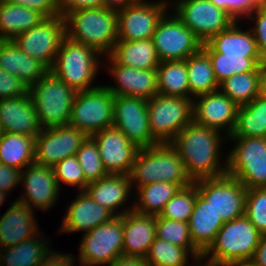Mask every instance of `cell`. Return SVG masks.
Returning a JSON list of instances; mask_svg holds the SVG:
<instances>
[{"label": "cell", "mask_w": 266, "mask_h": 266, "mask_svg": "<svg viewBox=\"0 0 266 266\" xmlns=\"http://www.w3.org/2000/svg\"><path fill=\"white\" fill-rule=\"evenodd\" d=\"M43 19L38 11L0 0V40H13Z\"/></svg>", "instance_id": "31"}, {"label": "cell", "mask_w": 266, "mask_h": 266, "mask_svg": "<svg viewBox=\"0 0 266 266\" xmlns=\"http://www.w3.org/2000/svg\"><path fill=\"white\" fill-rule=\"evenodd\" d=\"M180 188L178 184L160 181L140 186L133 195L136 200H132L133 210L145 215L159 216L166 203Z\"/></svg>", "instance_id": "34"}, {"label": "cell", "mask_w": 266, "mask_h": 266, "mask_svg": "<svg viewBox=\"0 0 266 266\" xmlns=\"http://www.w3.org/2000/svg\"><path fill=\"white\" fill-rule=\"evenodd\" d=\"M239 106L220 90L196 96L192 100L193 121L222 132H233Z\"/></svg>", "instance_id": "18"}, {"label": "cell", "mask_w": 266, "mask_h": 266, "mask_svg": "<svg viewBox=\"0 0 266 266\" xmlns=\"http://www.w3.org/2000/svg\"><path fill=\"white\" fill-rule=\"evenodd\" d=\"M72 256V254H60V252H55L54 250L37 266H68L73 261Z\"/></svg>", "instance_id": "52"}, {"label": "cell", "mask_w": 266, "mask_h": 266, "mask_svg": "<svg viewBox=\"0 0 266 266\" xmlns=\"http://www.w3.org/2000/svg\"><path fill=\"white\" fill-rule=\"evenodd\" d=\"M21 183L25 194L16 201L28 206L31 210L36 208L46 211L58 200L60 188L51 167L37 163L28 165L22 170Z\"/></svg>", "instance_id": "19"}, {"label": "cell", "mask_w": 266, "mask_h": 266, "mask_svg": "<svg viewBox=\"0 0 266 266\" xmlns=\"http://www.w3.org/2000/svg\"><path fill=\"white\" fill-rule=\"evenodd\" d=\"M75 260H77V259L73 258V261L68 266H74Z\"/></svg>", "instance_id": "61"}, {"label": "cell", "mask_w": 266, "mask_h": 266, "mask_svg": "<svg viewBox=\"0 0 266 266\" xmlns=\"http://www.w3.org/2000/svg\"><path fill=\"white\" fill-rule=\"evenodd\" d=\"M129 176L132 187L135 183L137 188L159 181L178 184L181 188L193 183L171 144L139 149Z\"/></svg>", "instance_id": "3"}, {"label": "cell", "mask_w": 266, "mask_h": 266, "mask_svg": "<svg viewBox=\"0 0 266 266\" xmlns=\"http://www.w3.org/2000/svg\"><path fill=\"white\" fill-rule=\"evenodd\" d=\"M247 17L250 20H255V25L250 29L257 42L261 59L266 64V1L255 6Z\"/></svg>", "instance_id": "46"}, {"label": "cell", "mask_w": 266, "mask_h": 266, "mask_svg": "<svg viewBox=\"0 0 266 266\" xmlns=\"http://www.w3.org/2000/svg\"><path fill=\"white\" fill-rule=\"evenodd\" d=\"M83 170L85 180L88 183L97 181L108 175L97 148V143L88 136L81 144L75 155Z\"/></svg>", "instance_id": "42"}, {"label": "cell", "mask_w": 266, "mask_h": 266, "mask_svg": "<svg viewBox=\"0 0 266 266\" xmlns=\"http://www.w3.org/2000/svg\"><path fill=\"white\" fill-rule=\"evenodd\" d=\"M107 266H148L145 258L138 256L121 255L116 257Z\"/></svg>", "instance_id": "53"}, {"label": "cell", "mask_w": 266, "mask_h": 266, "mask_svg": "<svg viewBox=\"0 0 266 266\" xmlns=\"http://www.w3.org/2000/svg\"><path fill=\"white\" fill-rule=\"evenodd\" d=\"M3 134H4V131H3L2 126L0 124V139L2 138Z\"/></svg>", "instance_id": "60"}, {"label": "cell", "mask_w": 266, "mask_h": 266, "mask_svg": "<svg viewBox=\"0 0 266 266\" xmlns=\"http://www.w3.org/2000/svg\"><path fill=\"white\" fill-rule=\"evenodd\" d=\"M22 170L9 167L0 162V191L8 193L21 183Z\"/></svg>", "instance_id": "50"}, {"label": "cell", "mask_w": 266, "mask_h": 266, "mask_svg": "<svg viewBox=\"0 0 266 266\" xmlns=\"http://www.w3.org/2000/svg\"><path fill=\"white\" fill-rule=\"evenodd\" d=\"M91 137L97 143L107 173L129 175L140 148L130 142L115 126L101 130Z\"/></svg>", "instance_id": "20"}, {"label": "cell", "mask_w": 266, "mask_h": 266, "mask_svg": "<svg viewBox=\"0 0 266 266\" xmlns=\"http://www.w3.org/2000/svg\"><path fill=\"white\" fill-rule=\"evenodd\" d=\"M120 218L123 220V255L145 258L156 238V216L132 210Z\"/></svg>", "instance_id": "26"}, {"label": "cell", "mask_w": 266, "mask_h": 266, "mask_svg": "<svg viewBox=\"0 0 266 266\" xmlns=\"http://www.w3.org/2000/svg\"><path fill=\"white\" fill-rule=\"evenodd\" d=\"M104 7L103 0H59L60 16L77 10L94 9Z\"/></svg>", "instance_id": "51"}, {"label": "cell", "mask_w": 266, "mask_h": 266, "mask_svg": "<svg viewBox=\"0 0 266 266\" xmlns=\"http://www.w3.org/2000/svg\"><path fill=\"white\" fill-rule=\"evenodd\" d=\"M171 15V16H170ZM152 40L159 59L181 61L197 53L202 41L172 13H165L159 20Z\"/></svg>", "instance_id": "12"}, {"label": "cell", "mask_w": 266, "mask_h": 266, "mask_svg": "<svg viewBox=\"0 0 266 266\" xmlns=\"http://www.w3.org/2000/svg\"><path fill=\"white\" fill-rule=\"evenodd\" d=\"M262 71L235 74L219 84V90L236 105L244 106L260 95Z\"/></svg>", "instance_id": "39"}, {"label": "cell", "mask_w": 266, "mask_h": 266, "mask_svg": "<svg viewBox=\"0 0 266 266\" xmlns=\"http://www.w3.org/2000/svg\"><path fill=\"white\" fill-rule=\"evenodd\" d=\"M231 266H258V265H256L251 260H248V261H241V262L234 263Z\"/></svg>", "instance_id": "58"}, {"label": "cell", "mask_w": 266, "mask_h": 266, "mask_svg": "<svg viewBox=\"0 0 266 266\" xmlns=\"http://www.w3.org/2000/svg\"><path fill=\"white\" fill-rule=\"evenodd\" d=\"M261 233L244 214L224 222L213 243L202 254V259L218 264L232 265L253 258Z\"/></svg>", "instance_id": "4"}, {"label": "cell", "mask_w": 266, "mask_h": 266, "mask_svg": "<svg viewBox=\"0 0 266 266\" xmlns=\"http://www.w3.org/2000/svg\"><path fill=\"white\" fill-rule=\"evenodd\" d=\"M65 37V18L59 15L43 19L30 30L17 35L13 41L25 54L50 70Z\"/></svg>", "instance_id": "14"}, {"label": "cell", "mask_w": 266, "mask_h": 266, "mask_svg": "<svg viewBox=\"0 0 266 266\" xmlns=\"http://www.w3.org/2000/svg\"><path fill=\"white\" fill-rule=\"evenodd\" d=\"M7 3L21 5L38 11L45 18L60 15L59 0H4Z\"/></svg>", "instance_id": "49"}, {"label": "cell", "mask_w": 266, "mask_h": 266, "mask_svg": "<svg viewBox=\"0 0 266 266\" xmlns=\"http://www.w3.org/2000/svg\"><path fill=\"white\" fill-rule=\"evenodd\" d=\"M188 223L193 244L202 254L213 243L216 234L224 224L197 193V188L194 210Z\"/></svg>", "instance_id": "29"}, {"label": "cell", "mask_w": 266, "mask_h": 266, "mask_svg": "<svg viewBox=\"0 0 266 266\" xmlns=\"http://www.w3.org/2000/svg\"><path fill=\"white\" fill-rule=\"evenodd\" d=\"M0 67L29 88L49 71L41 62L25 54L13 40H0Z\"/></svg>", "instance_id": "28"}, {"label": "cell", "mask_w": 266, "mask_h": 266, "mask_svg": "<svg viewBox=\"0 0 266 266\" xmlns=\"http://www.w3.org/2000/svg\"><path fill=\"white\" fill-rule=\"evenodd\" d=\"M114 95L105 87L77 92L69 125L87 136L113 126Z\"/></svg>", "instance_id": "9"}, {"label": "cell", "mask_w": 266, "mask_h": 266, "mask_svg": "<svg viewBox=\"0 0 266 266\" xmlns=\"http://www.w3.org/2000/svg\"><path fill=\"white\" fill-rule=\"evenodd\" d=\"M190 99L219 90L209 55L201 48L186 60Z\"/></svg>", "instance_id": "36"}, {"label": "cell", "mask_w": 266, "mask_h": 266, "mask_svg": "<svg viewBox=\"0 0 266 266\" xmlns=\"http://www.w3.org/2000/svg\"><path fill=\"white\" fill-rule=\"evenodd\" d=\"M197 193L209 204L223 222L245 214V186L228 174L194 181Z\"/></svg>", "instance_id": "10"}, {"label": "cell", "mask_w": 266, "mask_h": 266, "mask_svg": "<svg viewBox=\"0 0 266 266\" xmlns=\"http://www.w3.org/2000/svg\"><path fill=\"white\" fill-rule=\"evenodd\" d=\"M156 237L184 248H196L193 244L189 223L156 216Z\"/></svg>", "instance_id": "43"}, {"label": "cell", "mask_w": 266, "mask_h": 266, "mask_svg": "<svg viewBox=\"0 0 266 266\" xmlns=\"http://www.w3.org/2000/svg\"><path fill=\"white\" fill-rule=\"evenodd\" d=\"M166 1L145 0L116 11L118 40L151 39L159 20L170 8V3Z\"/></svg>", "instance_id": "17"}, {"label": "cell", "mask_w": 266, "mask_h": 266, "mask_svg": "<svg viewBox=\"0 0 266 266\" xmlns=\"http://www.w3.org/2000/svg\"><path fill=\"white\" fill-rule=\"evenodd\" d=\"M195 261H196L195 264L194 265L191 264V266H231V265H227V264L212 263L209 261H205V263L202 264L201 261H204L202 258H198Z\"/></svg>", "instance_id": "57"}, {"label": "cell", "mask_w": 266, "mask_h": 266, "mask_svg": "<svg viewBox=\"0 0 266 266\" xmlns=\"http://www.w3.org/2000/svg\"><path fill=\"white\" fill-rule=\"evenodd\" d=\"M238 22L234 21L228 28L213 35L203 43L202 49L206 53H221L224 57L261 58L251 29H240Z\"/></svg>", "instance_id": "24"}, {"label": "cell", "mask_w": 266, "mask_h": 266, "mask_svg": "<svg viewBox=\"0 0 266 266\" xmlns=\"http://www.w3.org/2000/svg\"><path fill=\"white\" fill-rule=\"evenodd\" d=\"M196 200V184L180 188L166 203L159 217L164 219L189 222Z\"/></svg>", "instance_id": "41"}, {"label": "cell", "mask_w": 266, "mask_h": 266, "mask_svg": "<svg viewBox=\"0 0 266 266\" xmlns=\"http://www.w3.org/2000/svg\"><path fill=\"white\" fill-rule=\"evenodd\" d=\"M90 197L102 207L109 210L114 216H122L132 211L134 206L124 211L117 212L118 208L126 203L128 198L132 197V185L129 175L108 174L103 178L91 182L85 190ZM117 213V214H116Z\"/></svg>", "instance_id": "27"}, {"label": "cell", "mask_w": 266, "mask_h": 266, "mask_svg": "<svg viewBox=\"0 0 266 266\" xmlns=\"http://www.w3.org/2000/svg\"><path fill=\"white\" fill-rule=\"evenodd\" d=\"M224 135L192 120L170 143L184 162L186 172L193 182L226 174L227 159L225 165L220 164L221 145L224 138L228 140Z\"/></svg>", "instance_id": "1"}, {"label": "cell", "mask_w": 266, "mask_h": 266, "mask_svg": "<svg viewBox=\"0 0 266 266\" xmlns=\"http://www.w3.org/2000/svg\"><path fill=\"white\" fill-rule=\"evenodd\" d=\"M99 55L96 50L74 42L66 36L49 71L76 93L90 90L97 87L92 81L100 71Z\"/></svg>", "instance_id": "5"}, {"label": "cell", "mask_w": 266, "mask_h": 266, "mask_svg": "<svg viewBox=\"0 0 266 266\" xmlns=\"http://www.w3.org/2000/svg\"><path fill=\"white\" fill-rule=\"evenodd\" d=\"M0 162L18 170L35 163V137L4 132L0 139Z\"/></svg>", "instance_id": "33"}, {"label": "cell", "mask_w": 266, "mask_h": 266, "mask_svg": "<svg viewBox=\"0 0 266 266\" xmlns=\"http://www.w3.org/2000/svg\"><path fill=\"white\" fill-rule=\"evenodd\" d=\"M260 96L266 99V64L263 66L261 73Z\"/></svg>", "instance_id": "56"}, {"label": "cell", "mask_w": 266, "mask_h": 266, "mask_svg": "<svg viewBox=\"0 0 266 266\" xmlns=\"http://www.w3.org/2000/svg\"><path fill=\"white\" fill-rule=\"evenodd\" d=\"M77 198L67 207L59 233L91 231L115 216L95 202L86 191H79Z\"/></svg>", "instance_id": "22"}, {"label": "cell", "mask_w": 266, "mask_h": 266, "mask_svg": "<svg viewBox=\"0 0 266 266\" xmlns=\"http://www.w3.org/2000/svg\"><path fill=\"white\" fill-rule=\"evenodd\" d=\"M113 126L140 149L158 144L151 135L145 98L114 96Z\"/></svg>", "instance_id": "15"}, {"label": "cell", "mask_w": 266, "mask_h": 266, "mask_svg": "<svg viewBox=\"0 0 266 266\" xmlns=\"http://www.w3.org/2000/svg\"><path fill=\"white\" fill-rule=\"evenodd\" d=\"M87 137L69 124L42 128L35 137V163L52 168L61 160L76 155Z\"/></svg>", "instance_id": "16"}, {"label": "cell", "mask_w": 266, "mask_h": 266, "mask_svg": "<svg viewBox=\"0 0 266 266\" xmlns=\"http://www.w3.org/2000/svg\"><path fill=\"white\" fill-rule=\"evenodd\" d=\"M64 18L69 39L96 50L102 57L110 55L118 40L115 10L106 7L77 10Z\"/></svg>", "instance_id": "2"}, {"label": "cell", "mask_w": 266, "mask_h": 266, "mask_svg": "<svg viewBox=\"0 0 266 266\" xmlns=\"http://www.w3.org/2000/svg\"><path fill=\"white\" fill-rule=\"evenodd\" d=\"M41 128L68 125L76 92L48 71L29 88Z\"/></svg>", "instance_id": "6"}, {"label": "cell", "mask_w": 266, "mask_h": 266, "mask_svg": "<svg viewBox=\"0 0 266 266\" xmlns=\"http://www.w3.org/2000/svg\"><path fill=\"white\" fill-rule=\"evenodd\" d=\"M215 6L226 10L235 20L246 17L249 12L257 5L266 0H209Z\"/></svg>", "instance_id": "47"}, {"label": "cell", "mask_w": 266, "mask_h": 266, "mask_svg": "<svg viewBox=\"0 0 266 266\" xmlns=\"http://www.w3.org/2000/svg\"><path fill=\"white\" fill-rule=\"evenodd\" d=\"M236 146L227 154L226 174L246 189L266 187V138L228 137Z\"/></svg>", "instance_id": "7"}, {"label": "cell", "mask_w": 266, "mask_h": 266, "mask_svg": "<svg viewBox=\"0 0 266 266\" xmlns=\"http://www.w3.org/2000/svg\"><path fill=\"white\" fill-rule=\"evenodd\" d=\"M107 70L116 81V86L105 87L114 96H132L150 99L158 94L157 69L143 70L117 64L110 56ZM110 60V61H109Z\"/></svg>", "instance_id": "21"}, {"label": "cell", "mask_w": 266, "mask_h": 266, "mask_svg": "<svg viewBox=\"0 0 266 266\" xmlns=\"http://www.w3.org/2000/svg\"><path fill=\"white\" fill-rule=\"evenodd\" d=\"M169 3L171 8L174 7L175 10L172 11L175 15L202 43L236 21L226 10L215 6L209 0H175Z\"/></svg>", "instance_id": "13"}, {"label": "cell", "mask_w": 266, "mask_h": 266, "mask_svg": "<svg viewBox=\"0 0 266 266\" xmlns=\"http://www.w3.org/2000/svg\"><path fill=\"white\" fill-rule=\"evenodd\" d=\"M211 60L218 84L243 72L262 71L265 65L261 58L224 57L221 53H207Z\"/></svg>", "instance_id": "40"}, {"label": "cell", "mask_w": 266, "mask_h": 266, "mask_svg": "<svg viewBox=\"0 0 266 266\" xmlns=\"http://www.w3.org/2000/svg\"><path fill=\"white\" fill-rule=\"evenodd\" d=\"M245 215L261 234H266V187L247 189Z\"/></svg>", "instance_id": "45"}, {"label": "cell", "mask_w": 266, "mask_h": 266, "mask_svg": "<svg viewBox=\"0 0 266 266\" xmlns=\"http://www.w3.org/2000/svg\"><path fill=\"white\" fill-rule=\"evenodd\" d=\"M52 168L60 189L61 185L65 183L71 187H78L79 191L86 190V187L89 183L85 180L83 170L80 167L78 159L75 155L61 160Z\"/></svg>", "instance_id": "44"}, {"label": "cell", "mask_w": 266, "mask_h": 266, "mask_svg": "<svg viewBox=\"0 0 266 266\" xmlns=\"http://www.w3.org/2000/svg\"><path fill=\"white\" fill-rule=\"evenodd\" d=\"M7 195L6 193L0 191V206H3L4 202H5V198H7Z\"/></svg>", "instance_id": "59"}, {"label": "cell", "mask_w": 266, "mask_h": 266, "mask_svg": "<svg viewBox=\"0 0 266 266\" xmlns=\"http://www.w3.org/2000/svg\"><path fill=\"white\" fill-rule=\"evenodd\" d=\"M0 124L4 132L36 137L41 131L29 95L0 99Z\"/></svg>", "instance_id": "23"}, {"label": "cell", "mask_w": 266, "mask_h": 266, "mask_svg": "<svg viewBox=\"0 0 266 266\" xmlns=\"http://www.w3.org/2000/svg\"><path fill=\"white\" fill-rule=\"evenodd\" d=\"M38 237L39 233L18 245L0 249V266H37L53 252L48 248V239Z\"/></svg>", "instance_id": "32"}, {"label": "cell", "mask_w": 266, "mask_h": 266, "mask_svg": "<svg viewBox=\"0 0 266 266\" xmlns=\"http://www.w3.org/2000/svg\"><path fill=\"white\" fill-rule=\"evenodd\" d=\"M229 137L266 138V99L259 95L238 108L235 127Z\"/></svg>", "instance_id": "35"}, {"label": "cell", "mask_w": 266, "mask_h": 266, "mask_svg": "<svg viewBox=\"0 0 266 266\" xmlns=\"http://www.w3.org/2000/svg\"><path fill=\"white\" fill-rule=\"evenodd\" d=\"M190 256L196 260L202 257V253L197 248L178 247L156 237L150 245L145 261L148 266H186Z\"/></svg>", "instance_id": "38"}, {"label": "cell", "mask_w": 266, "mask_h": 266, "mask_svg": "<svg viewBox=\"0 0 266 266\" xmlns=\"http://www.w3.org/2000/svg\"><path fill=\"white\" fill-rule=\"evenodd\" d=\"M251 261L258 266H266V234H261L259 244Z\"/></svg>", "instance_id": "54"}, {"label": "cell", "mask_w": 266, "mask_h": 266, "mask_svg": "<svg viewBox=\"0 0 266 266\" xmlns=\"http://www.w3.org/2000/svg\"><path fill=\"white\" fill-rule=\"evenodd\" d=\"M29 87L0 67V99L27 95Z\"/></svg>", "instance_id": "48"}, {"label": "cell", "mask_w": 266, "mask_h": 266, "mask_svg": "<svg viewBox=\"0 0 266 266\" xmlns=\"http://www.w3.org/2000/svg\"><path fill=\"white\" fill-rule=\"evenodd\" d=\"M10 204L8 210L0 216V249L18 245L40 232L33 210L18 201Z\"/></svg>", "instance_id": "25"}, {"label": "cell", "mask_w": 266, "mask_h": 266, "mask_svg": "<svg viewBox=\"0 0 266 266\" xmlns=\"http://www.w3.org/2000/svg\"><path fill=\"white\" fill-rule=\"evenodd\" d=\"M103 1H104V7L115 11L143 2V0H103Z\"/></svg>", "instance_id": "55"}, {"label": "cell", "mask_w": 266, "mask_h": 266, "mask_svg": "<svg viewBox=\"0 0 266 266\" xmlns=\"http://www.w3.org/2000/svg\"><path fill=\"white\" fill-rule=\"evenodd\" d=\"M79 266L110 264L123 254V220L115 216L89 232L80 241Z\"/></svg>", "instance_id": "11"}, {"label": "cell", "mask_w": 266, "mask_h": 266, "mask_svg": "<svg viewBox=\"0 0 266 266\" xmlns=\"http://www.w3.org/2000/svg\"><path fill=\"white\" fill-rule=\"evenodd\" d=\"M109 56L117 64L143 70L157 69L161 63L152 38L134 41L117 40Z\"/></svg>", "instance_id": "30"}, {"label": "cell", "mask_w": 266, "mask_h": 266, "mask_svg": "<svg viewBox=\"0 0 266 266\" xmlns=\"http://www.w3.org/2000/svg\"><path fill=\"white\" fill-rule=\"evenodd\" d=\"M158 94L190 98L185 60L162 61L157 67Z\"/></svg>", "instance_id": "37"}, {"label": "cell", "mask_w": 266, "mask_h": 266, "mask_svg": "<svg viewBox=\"0 0 266 266\" xmlns=\"http://www.w3.org/2000/svg\"><path fill=\"white\" fill-rule=\"evenodd\" d=\"M149 127L158 144H170L193 120L192 99L156 94L147 99Z\"/></svg>", "instance_id": "8"}]
</instances>
